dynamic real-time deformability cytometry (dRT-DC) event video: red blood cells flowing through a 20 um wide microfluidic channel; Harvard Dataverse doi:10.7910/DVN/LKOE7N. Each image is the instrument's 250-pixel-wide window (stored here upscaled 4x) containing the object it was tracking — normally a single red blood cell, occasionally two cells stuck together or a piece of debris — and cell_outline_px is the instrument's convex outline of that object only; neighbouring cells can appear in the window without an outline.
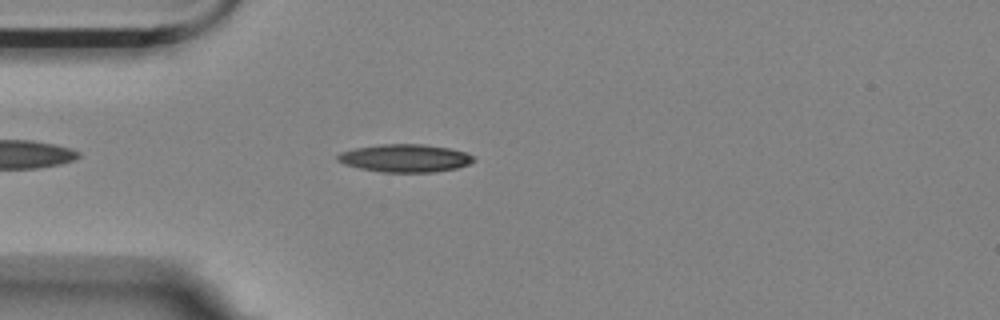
{"species": "Egyptian fruit bat (a non-hibernating species)", "species_latin": "Rousettus aegyptiacus", "temperature_condition": "room temperature", "stored_images_in_passage": 41, "camera_frame_rate_fps": 3000, "um_per_image_px": 0.085, "animal": {"sex": "female"}, "frame": {"image": 1, "passage_image": 1, "time_ms": 0.0, "image_size_px": [1000, 320], "cell_outline_px": [[476, 160], [468, 164], [456, 168], [432, 172], [380, 172], [360, 168], [344, 164], [336, 160], [336, 156], [340, 152], [356, 148], [380, 144], [424, 144], [448, 148], [464, 152], [476, 156]], "centroid_in_image_um": [34.42, 13.44], "position_along_channel_um": 50.6, "area_um2": 22.08}}
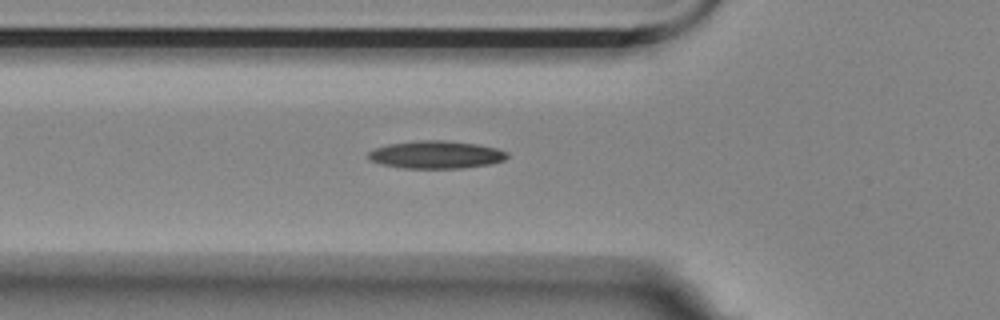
{"frame": {"image": 2, "passage_image": 5, "time_ms": 1.333, "image_size_px": [1000, 320], "cell_outline_px": [[508, 156], [504, 160], [492, 164], [460, 168], [404, 168], [380, 164], [368, 160], [368, 152], [376, 148], [388, 144], [420, 140], [444, 140], [476, 144], [496, 148], [508, 152]], "centroid_in_image_um": [37.06, 13.15], "position_along_channel_um": 88.7, "area_um2": 22.43}}
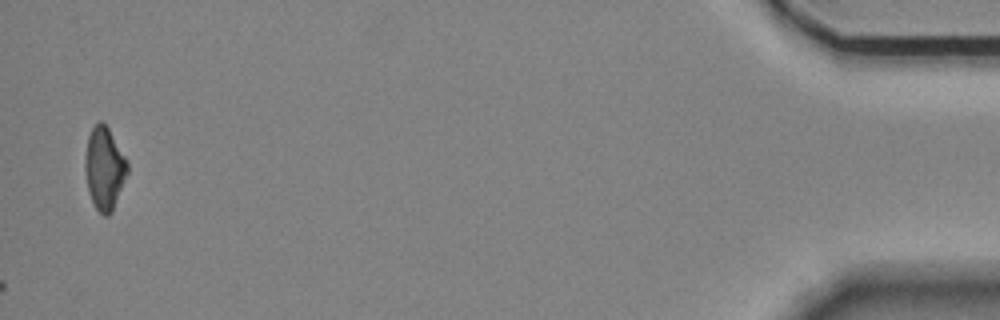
{"frame": {"image": 3, "passage_image": 41, "time_ms": 13.333, "image_size_px": [1000, 320], "cell_outline_px": [[128, 172], [112, 212], [108, 216], [104, 216], [96, 208], [88, 192], [84, 168], [84, 156], [88, 136], [92, 128], [100, 120], [104, 120], [124, 156], [128, 164]], "centroid_in_image_um": [8.85, 14.3], "position_along_channel_um": 426.3, "area_um2": 20.4}}